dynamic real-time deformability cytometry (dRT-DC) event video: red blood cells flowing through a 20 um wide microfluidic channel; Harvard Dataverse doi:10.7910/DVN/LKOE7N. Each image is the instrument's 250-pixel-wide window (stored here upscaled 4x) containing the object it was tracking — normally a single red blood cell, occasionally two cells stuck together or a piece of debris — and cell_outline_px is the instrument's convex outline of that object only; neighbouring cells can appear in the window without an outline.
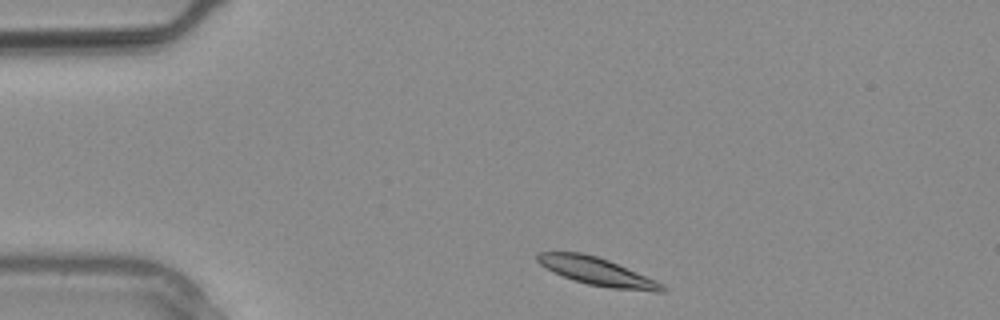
{"species": "common noctule bat (a hibernating species)", "species_latin": "Nyctalus noctula", "temperature_condition": "warm", "stored_images_in_passage": 1, "camera_frame_rate_fps": 3000, "um_per_image_px": 0.085, "animal": {"sex": "male", "body_mass_g": 20.4}, "frame": {"image": 1, "passage_image": 1, "time_ms": 0.0, "image_size_px": [1000, 320], "cell_outline_px": [[668, 288], [664, 292], [656, 292], [612, 288], [588, 284], [564, 276], [540, 264], [536, 260], [536, 256], [540, 252], [580, 252], [596, 256], [608, 260], [656, 280], [664, 284]], "centroid_in_image_um": [50.82, 23.09], "position_along_channel_um": 34.2, "area_um2": 19.88}}